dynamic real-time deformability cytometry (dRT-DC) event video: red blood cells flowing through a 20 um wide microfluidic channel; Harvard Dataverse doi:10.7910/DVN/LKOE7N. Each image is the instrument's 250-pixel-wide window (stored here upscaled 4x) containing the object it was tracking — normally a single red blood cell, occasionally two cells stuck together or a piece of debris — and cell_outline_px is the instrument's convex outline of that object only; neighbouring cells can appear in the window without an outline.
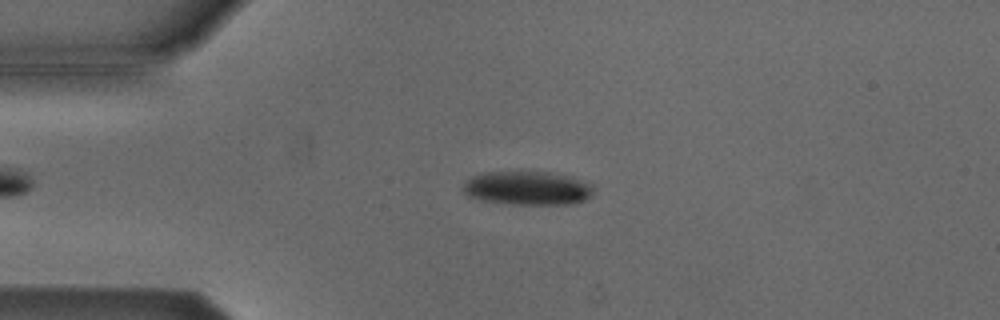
{"species": "Egyptian fruit bat (a non-hibernating species)", "species_latin": "Rousettus aegyptiacus", "temperature_condition": "cold", "stored_images_in_passage": 16, "camera_frame_rate_fps": 3000, "um_per_image_px": 0.085, "animal": {"sex": "male"}, "frame": {"image": 1, "passage_image": 12, "time_ms": 3.667, "image_size_px": [1000, 320], "cell_outline_px": [[592, 192], [584, 200], [572, 204], [512, 204], [480, 200], [468, 196], [460, 188], [464, 180], [468, 176], [480, 172], [548, 172], [572, 176], [592, 184]], "centroid_in_image_um": [44.75, 15.98], "position_along_channel_um": 40.3, "area_um2": 26.01}}